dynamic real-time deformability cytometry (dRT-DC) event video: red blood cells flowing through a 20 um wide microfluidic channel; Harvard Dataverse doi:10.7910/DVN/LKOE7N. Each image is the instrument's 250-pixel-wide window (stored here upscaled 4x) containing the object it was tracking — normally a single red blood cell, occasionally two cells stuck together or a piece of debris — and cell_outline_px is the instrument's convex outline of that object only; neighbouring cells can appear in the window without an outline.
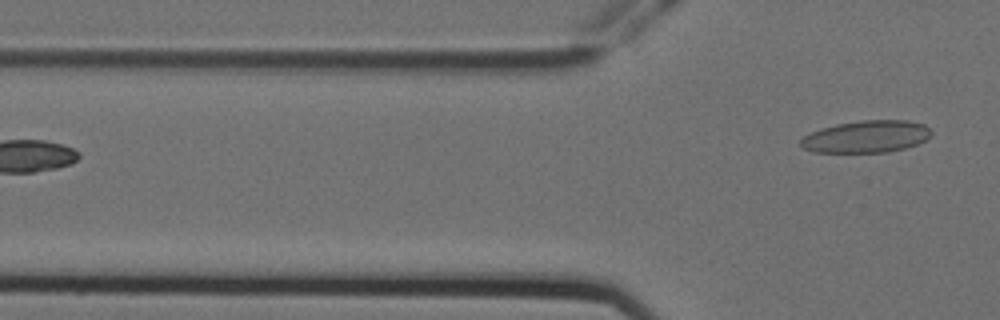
{"species": "Egyptian fruit bat (a non-hibernating species)", "species_latin": "Rousettus aegyptiacus", "temperature_condition": "cold", "stored_images_in_passage": 7, "camera_frame_rate_fps": 3000, "um_per_image_px": 0.085, "animal": {"sex": "female"}, "frame": {"image": 1, "passage_image": 7, "time_ms": 2.0, "image_size_px": [1000, 320], "cell_outline_px": [[932, 132], [924, 140], [916, 144], [904, 148], [888, 152], [812, 152], [804, 148], [800, 144], [800, 140], [804, 136], [812, 132], [836, 124], [864, 120], [908, 120], [924, 124]], "centroid_in_image_um": [73.63, 11.61], "position_along_channel_um": 52.2, "area_um2": 24.16}}